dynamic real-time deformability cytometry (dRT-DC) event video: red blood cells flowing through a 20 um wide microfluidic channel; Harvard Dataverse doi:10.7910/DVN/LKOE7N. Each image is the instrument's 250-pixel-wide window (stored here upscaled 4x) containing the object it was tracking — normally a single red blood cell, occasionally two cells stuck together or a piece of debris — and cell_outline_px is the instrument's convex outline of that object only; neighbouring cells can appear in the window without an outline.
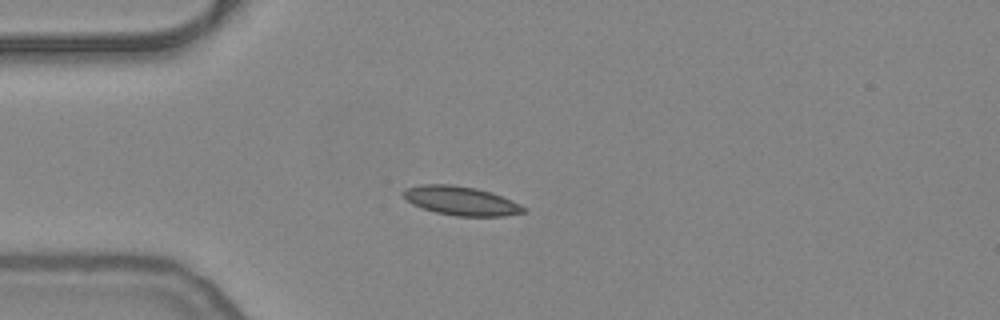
{"species": "common noctule bat (a hibernating species)", "species_latin": "Nyctalus noctula", "temperature_condition": "warm", "stored_images_in_passage": 41, "camera_frame_rate_fps": 3000, "um_per_image_px": 0.085, "animal": {"sex": "female", "body_mass_g": 24.6, "forearm_length_mm": 56.2}, "frame": {"image": 1, "passage_image": 1, "time_ms": 0.0, "image_size_px": [1000, 320], "cell_outline_px": [[528, 212], [504, 216], [456, 216], [436, 212], [412, 204], [400, 196], [400, 192], [404, 188], [420, 184], [452, 184], [476, 188], [492, 192], [512, 200], [528, 208]], "centroid_in_image_um": [39.17, 17.06], "position_along_channel_um": 45.8, "area_um2": 20.69}}
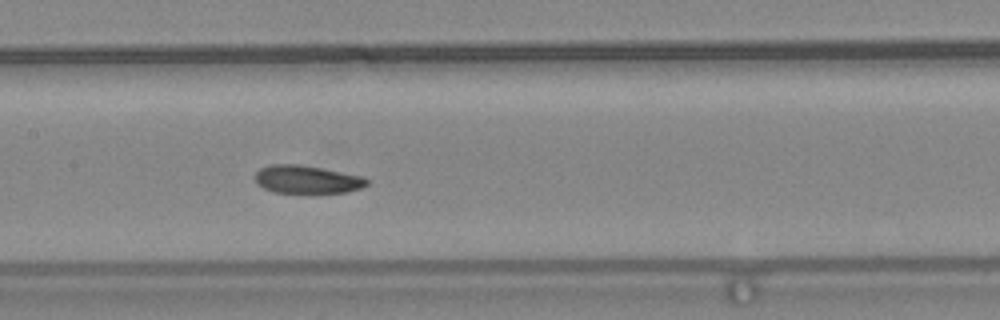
{"frame": {"image": 2, "passage_image": 13, "time_ms": 4.0, "image_size_px": [1000, 320], "cell_outline_px": [[368, 184], [360, 188], [344, 192], [312, 196], [308, 196], [276, 192], [264, 188], [256, 184], [256, 172], [260, 168], [268, 164], [300, 164], [364, 176], [368, 180]], "centroid_in_image_um": [26.09, 15.3], "position_along_channel_um": 181.3, "area_um2": 19.13}}
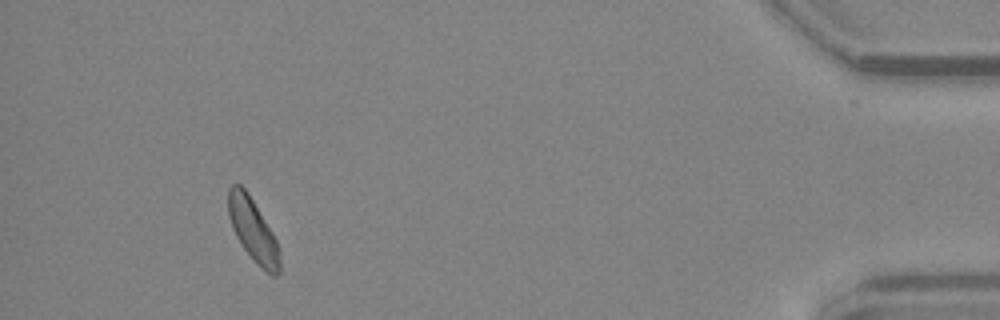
{"frame": {"image": 3, "passage_image": 37, "time_ms": 12.0, "image_size_px": [1000, 320], "cell_outline_px": [[280, 272], [276, 276], [272, 276], [256, 264], [244, 248], [236, 236], [232, 228], [228, 216], [228, 188], [232, 184], [240, 184], [248, 192], [272, 232], [276, 240], [280, 252]], "centroid_in_image_um": [21.5, 19.56], "position_along_channel_um": 413.7, "area_um2": 18.84}, "authors_computed_cell_mechanics": {"area_um2": 19.0162, "velocity_mm_per_s": 3.7845, "shape_relaxation_time_tau1_ms": 4.1398, "shape_relaxation_time_tau2_ms": 7.2139, "deformation_change_tau1": 0.1207, "deformation_change_tau2": 0.1232}}